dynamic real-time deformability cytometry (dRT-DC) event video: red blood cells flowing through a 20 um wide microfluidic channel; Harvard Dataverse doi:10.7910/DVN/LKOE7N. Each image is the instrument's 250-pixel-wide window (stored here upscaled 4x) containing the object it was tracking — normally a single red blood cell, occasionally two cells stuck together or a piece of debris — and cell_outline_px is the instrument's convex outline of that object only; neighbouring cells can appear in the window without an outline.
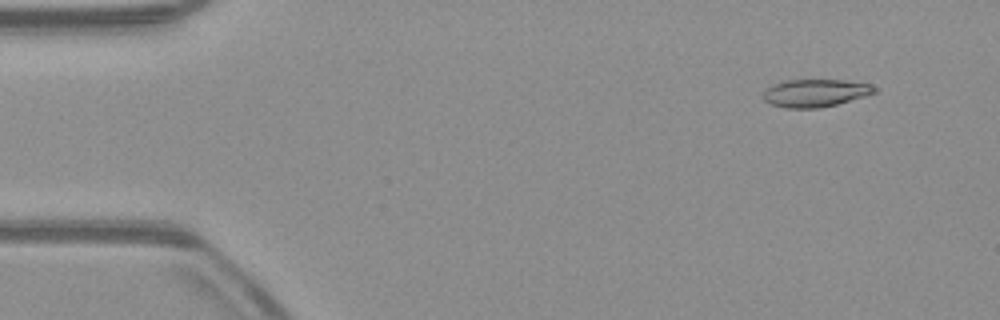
{"species": "common noctule bat (a hibernating species)", "species_latin": "Nyctalus noctula", "temperature_condition": "warm", "stored_images_in_passage": 15, "camera_frame_rate_fps": 3000, "um_per_image_px": 0.085, "animal": {"sex": "male", "body_mass_g": 23.1, "forearm_length_mm": 52.7}, "frame": {"image": 1, "passage_image": 5, "time_ms": 1.333, "image_size_px": [1000, 320], "cell_outline_px": [[880, 88], [876, 92], [864, 96], [836, 104], [816, 108], [788, 108], [772, 104], [764, 100], [764, 92], [768, 88], [784, 80], [844, 80], [872, 84]], "centroid_in_image_um": [69.36, 7.89], "position_along_channel_um": 15.6, "area_um2": 17.74}}